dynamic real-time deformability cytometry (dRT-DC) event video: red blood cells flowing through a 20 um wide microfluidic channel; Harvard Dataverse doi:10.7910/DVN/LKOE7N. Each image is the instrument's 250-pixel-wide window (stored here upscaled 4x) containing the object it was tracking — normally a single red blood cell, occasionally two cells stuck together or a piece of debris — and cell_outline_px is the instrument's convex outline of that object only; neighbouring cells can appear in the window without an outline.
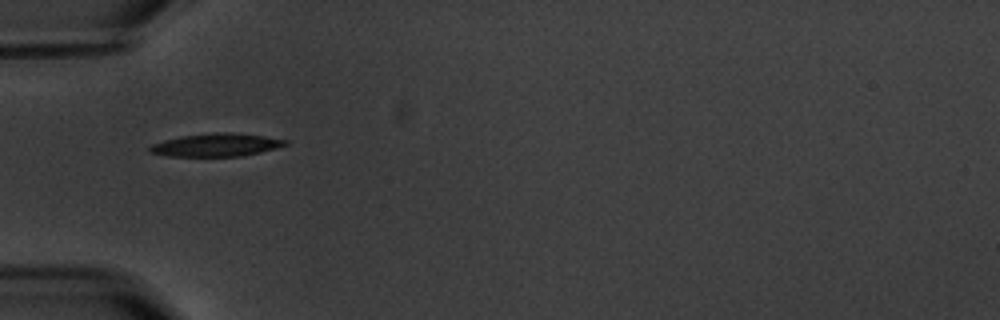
{"species": "common noctule bat (a hibernating species)", "species_latin": "Nyctalus noctula", "temperature_condition": "warm", "stored_images_in_passage": 4, "camera_frame_rate_fps": 3000, "um_per_image_px": 0.085, "animal": {"sex": "male", "body_mass_g": 20.1, "forearm_length_mm": 53.5}, "frame": {"image": 1, "passage_image": 1, "time_ms": 0.0, "image_size_px": [1000, 320], "cell_outline_px": [[288, 144], [276, 148], [260, 152], [240, 156], [168, 156], [148, 152], [148, 148], [152, 144], [164, 140], [180, 136], [216, 132], [232, 132], [264, 136], [288, 140]], "centroid_in_image_um": [18.37, 12.31], "position_along_channel_um": 66.6, "area_um2": 18.15}}
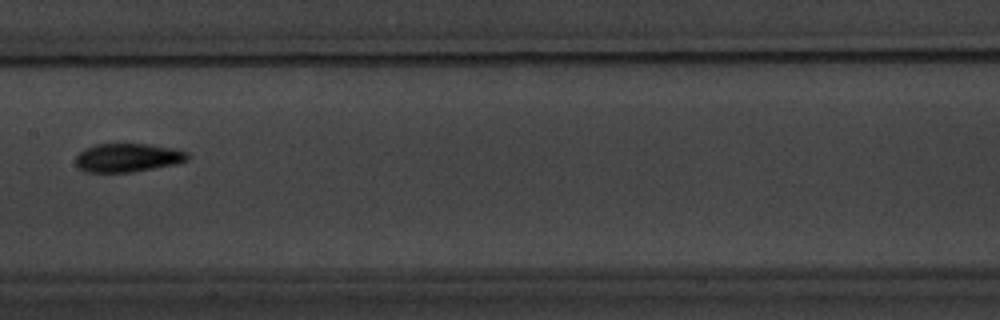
{"frame": {"image": 2, "passage_image": 4, "time_ms": 3.667, "image_size_px": [1000, 320], "cell_outline_px": [[188, 160], [176, 164], [132, 172], [84, 172], [76, 168], [76, 156], [84, 148], [96, 144], [148, 144], [172, 148], [188, 152]], "centroid_in_image_um": [10.82, 13.41], "position_along_channel_um": 196.6, "area_um2": 18.73}}